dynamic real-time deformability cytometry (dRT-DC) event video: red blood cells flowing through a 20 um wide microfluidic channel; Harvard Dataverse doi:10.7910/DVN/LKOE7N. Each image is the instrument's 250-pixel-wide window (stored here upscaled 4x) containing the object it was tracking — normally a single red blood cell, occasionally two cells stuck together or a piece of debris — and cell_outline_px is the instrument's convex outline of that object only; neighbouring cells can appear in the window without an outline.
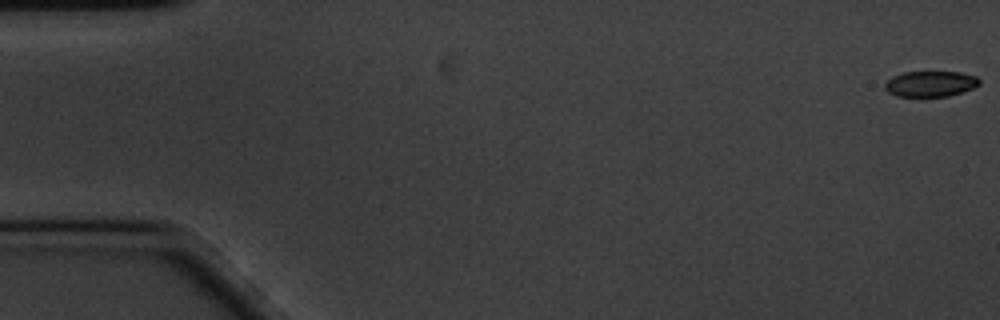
{"species": "common noctule bat (a hibernating species)", "species_latin": "Nyctalus noctula", "temperature_condition": "cold", "stored_images_in_passage": 60, "camera_frame_rate_fps": 3000, "um_per_image_px": 0.085, "animal": {"sex": "male", "body_mass_g": 20.1, "forearm_length_mm": 53.5}, "frame": {"image": 1, "passage_image": 1, "time_ms": 0.0, "image_size_px": [1000, 320], "cell_outline_px": [[980, 84], [972, 88], [948, 96], [896, 96], [888, 92], [884, 88], [884, 84], [892, 76], [904, 72], [960, 72], [976, 76], [980, 80]], "centroid_in_image_um": [79.07, 7.12], "position_along_channel_um": 5.9, "area_um2": 14.05}}
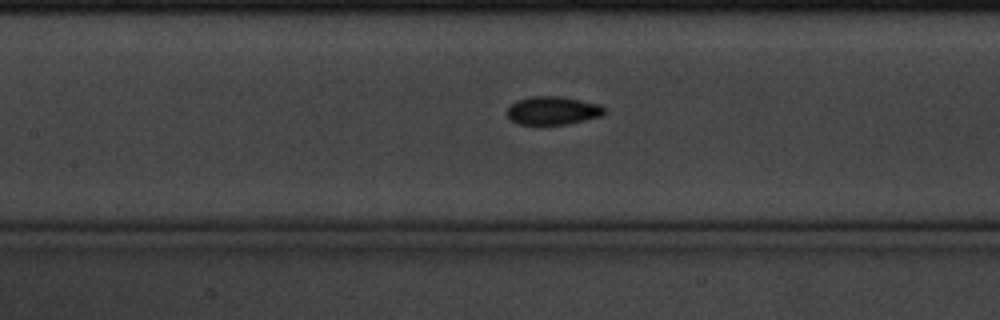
{"frame": {"image": 2, "passage_image": 27, "time_ms": 8.667, "image_size_px": [1000, 320], "cell_outline_px": [[604, 112], [600, 116], [564, 124], [520, 124], [512, 120], [508, 116], [508, 104], [516, 100], [532, 96], [560, 96], [600, 104], [604, 108]], "centroid_in_image_um": [46.94, 9.38], "position_along_channel_um": 160.5, "area_um2": 15.78}}
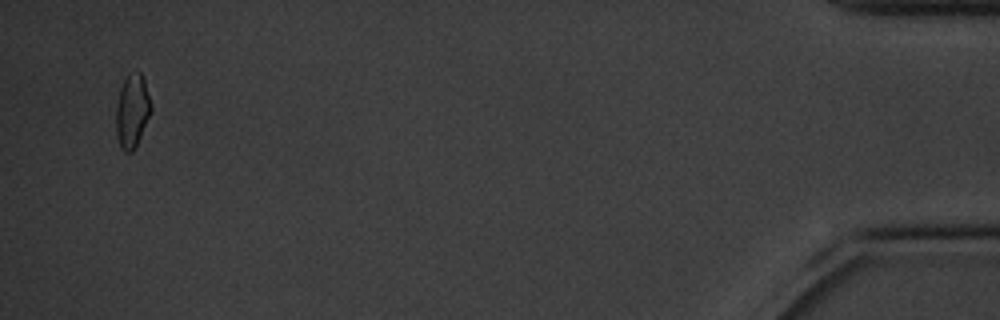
{"frame": {"image": 3, "passage_image": 58, "time_ms": 19.0, "image_size_px": [1000, 320], "cell_outline_px": [[152, 112], [136, 148], [132, 152], [124, 152], [120, 148], [116, 136], [116, 104], [120, 88], [128, 72], [140, 72], [144, 80], [152, 104]], "centroid_in_image_um": [11.24, 9.47], "position_along_channel_um": 424.0, "area_um2": 15.43}, "authors_computed_cell_mechanics": {"area_um2": 15.4326, "velocity_mm_per_s": 3.3735, "shape_relaxation_time_tau1_ms": 3.5566, "shape_relaxation_time_tau2_ms": null, "deformation_change_tau1": 0.0681, "deformation_change_tau2": null}}